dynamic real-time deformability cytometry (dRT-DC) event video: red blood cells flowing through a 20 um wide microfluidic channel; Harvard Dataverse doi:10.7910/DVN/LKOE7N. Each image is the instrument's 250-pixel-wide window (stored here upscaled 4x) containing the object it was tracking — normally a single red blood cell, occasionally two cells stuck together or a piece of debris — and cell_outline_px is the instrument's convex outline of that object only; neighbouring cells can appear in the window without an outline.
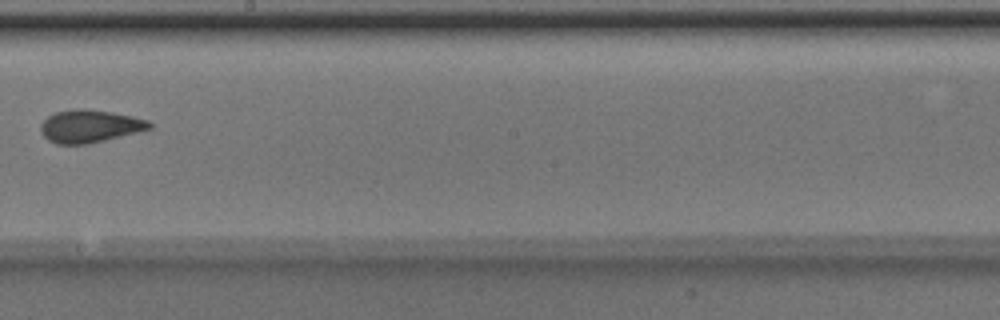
{"species": "Egyptian fruit bat (a non-hibernating species)", "species_latin": "Rousettus aegyptiacus", "temperature_condition": "room temperature", "stored_images_in_passage": 7, "camera_frame_rate_fps": 3000, "um_per_image_px": 0.085, "animal": {"sex": "male"}, "frame": {"image": 1, "passage_image": 6, "time_ms": 1.667, "image_size_px": [1000, 320], "cell_outline_px": [[152, 128], [88, 144], [56, 144], [48, 140], [40, 132], [40, 124], [48, 116], [56, 112], [72, 108], [84, 108], [112, 112], [132, 116], [148, 120], [152, 124]], "centroid_in_image_um": [7.59, 10.71], "position_along_channel_um": 240.6, "area_um2": 20.75}}
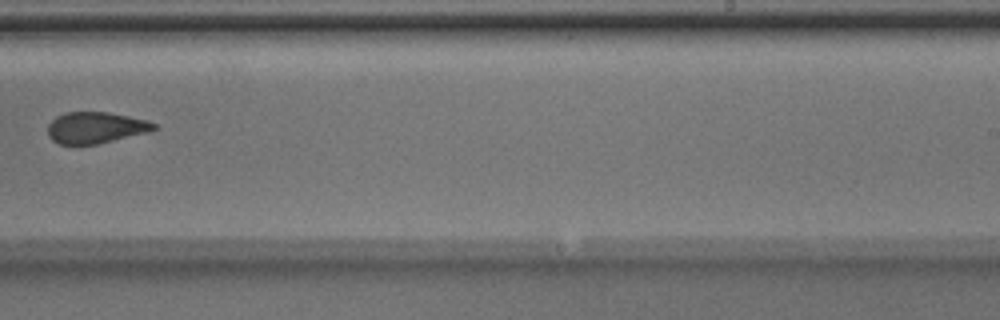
{"frame": {"image": 2, "passage_image": 7, "time_ms": 2.0, "image_size_px": [1000, 320], "cell_outline_px": [[156, 128], [148, 132], [96, 144], [60, 144], [52, 140], [48, 136], [48, 124], [56, 116], [64, 112], [108, 112], [148, 120], [156, 124]], "centroid_in_image_um": [8.1, 10.84], "position_along_channel_um": 280.9, "area_um2": 19.31}}